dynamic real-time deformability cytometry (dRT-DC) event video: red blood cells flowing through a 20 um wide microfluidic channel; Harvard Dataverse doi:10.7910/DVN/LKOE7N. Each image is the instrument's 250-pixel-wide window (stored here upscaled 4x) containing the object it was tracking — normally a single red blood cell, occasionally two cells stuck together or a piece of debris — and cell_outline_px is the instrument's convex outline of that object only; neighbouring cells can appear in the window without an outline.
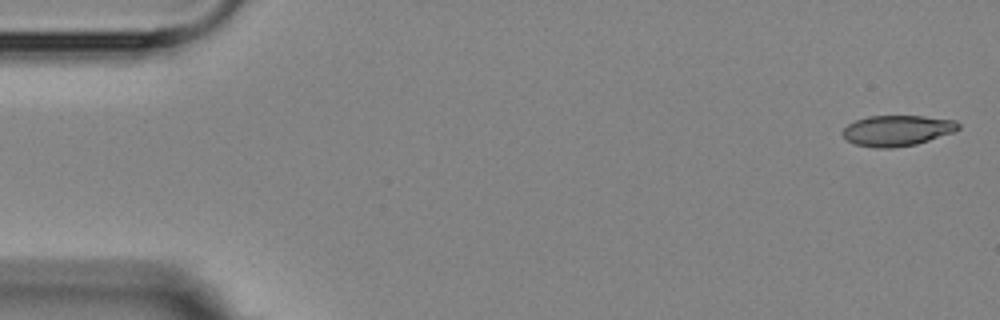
{"species": "Egyptian fruit bat (a non-hibernating species)", "species_latin": "Rousettus aegyptiacus", "temperature_condition": "room temperature", "stored_images_in_passage": 5, "camera_frame_rate_fps": 3000, "um_per_image_px": 0.085, "animal": {"sex": "female"}, "frame": {"image": 1, "passage_image": 1, "time_ms": 0.0, "image_size_px": [1000, 320], "cell_outline_px": [[960, 128], [952, 132], [916, 144], [892, 148], [872, 148], [856, 144], [848, 140], [840, 132], [848, 124], [856, 120], [868, 116], [924, 116], [956, 120], [960, 124]], "centroid_in_image_um": [76.24, 11.09], "position_along_channel_um": 8.8, "area_um2": 20.63}}
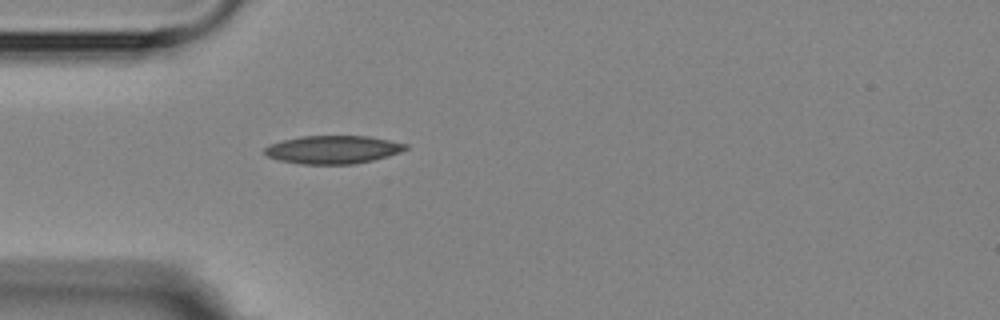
{"frame": {"image": 2, "passage_image": 5, "time_ms": 4.667, "image_size_px": [1000, 320], "cell_outline_px": [[408, 148], [400, 152], [388, 156], [372, 160], [352, 164], [300, 164], [280, 160], [268, 156], [264, 152], [264, 148], [272, 144], [284, 140], [300, 136], [368, 136], [408, 144]], "centroid_in_image_um": [28.32, 12.71], "position_along_channel_um": 56.7, "area_um2": 22.89}}